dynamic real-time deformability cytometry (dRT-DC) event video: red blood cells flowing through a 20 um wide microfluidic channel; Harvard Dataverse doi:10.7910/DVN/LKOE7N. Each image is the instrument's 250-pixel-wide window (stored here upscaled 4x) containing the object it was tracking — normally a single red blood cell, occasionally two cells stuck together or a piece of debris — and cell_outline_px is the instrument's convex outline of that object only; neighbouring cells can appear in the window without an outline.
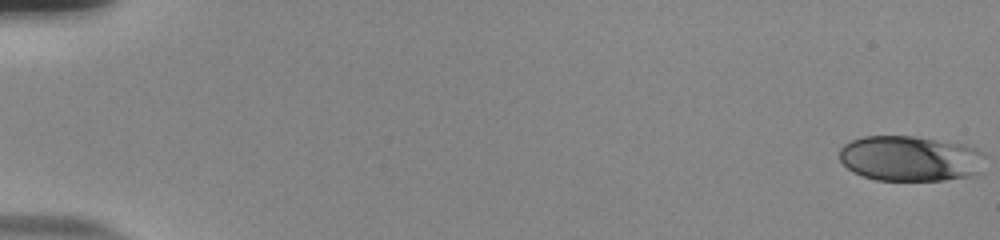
{"species": "human", "species_latin": "Homo sapiens", "temperature_condition": "room temperature", "stored_images_in_passage": 54, "camera_frame_rate_fps": 3000, "um_per_image_px": 0.085, "donor": {"sex": "male"}, "frame": {"image": 1, "passage_image": 1, "time_ms": 0.0, "image_size_px": [1000, 240], "cell_outline_px": [[984, 156], [980, 172], [968, 176], [944, 180], [876, 180], [852, 172], [840, 160], [840, 148], [844, 144], [852, 140], [864, 136], [912, 136], [964, 144], [976, 148], [984, 152]], "centroid_in_image_um": [77.37, 13.47], "position_along_channel_um": 7.6, "area_um2": 38.55}}
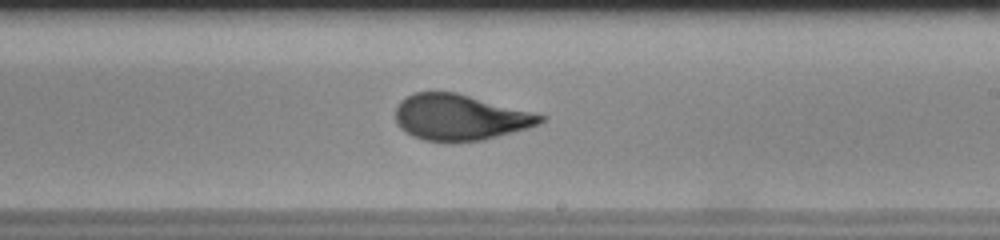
{"frame": {"image": 2, "passage_image": 34, "time_ms": 11.0, "image_size_px": [1000, 240], "cell_outline_px": [[548, 116], [540, 124], [528, 128], [484, 140], [452, 144], [448, 144], [424, 140], [412, 136], [404, 132], [396, 124], [396, 108], [400, 100], [416, 92], [456, 92]], "centroid_in_image_um": [39.09, 10.01], "position_along_channel_um": 249.9, "area_um2": 39.36}}
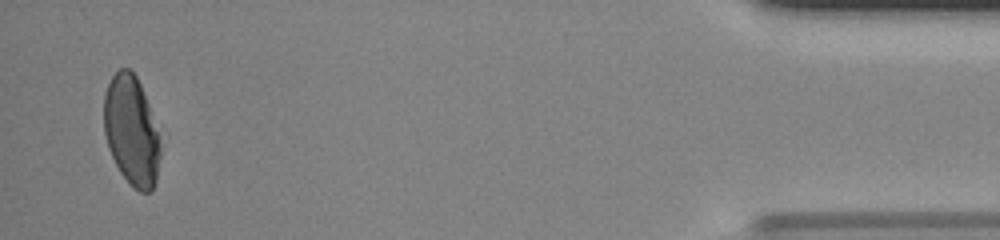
{"frame": {"image": 3, "passage_image": 53, "time_ms": 17.333, "image_size_px": [1000, 240], "cell_outline_px": [[160, 156], [156, 180], [152, 192], [140, 192], [132, 188], [120, 172], [108, 148], [104, 132], [104, 96], [108, 84], [112, 76], [120, 68], [128, 68], [136, 76], [140, 84], [148, 104], [160, 144]], "centroid_in_image_um": [11.16, 11.15], "position_along_channel_um": 424.0, "area_um2": 35.72}, "authors_computed_cell_mechanics": {"area_um2": 38.8416, "velocity_mm_per_s": 3.8819, "shape_relaxation_time_tau1_ms": 8.9492, "shape_relaxation_time_tau2_ms": null, "deformation_change_tau1": 0.2535, "deformation_change_tau2": null}}